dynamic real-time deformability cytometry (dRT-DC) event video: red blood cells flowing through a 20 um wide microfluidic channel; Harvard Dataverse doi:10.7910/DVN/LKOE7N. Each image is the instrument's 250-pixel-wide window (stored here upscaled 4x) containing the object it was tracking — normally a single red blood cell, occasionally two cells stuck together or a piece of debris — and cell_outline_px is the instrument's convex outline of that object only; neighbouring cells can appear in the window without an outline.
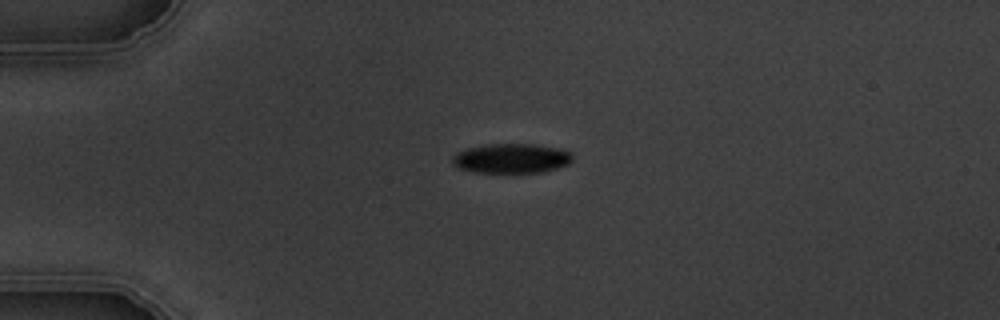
{"species": "common noctule bat (a hibernating species)", "species_latin": "Nyctalus noctula", "temperature_condition": "warm", "stored_images_in_passage": 2, "camera_frame_rate_fps": 3000, "um_per_image_px": 0.085, "animal": {"sex": "male", "body_mass_g": 19.5, "forearm_length_mm": 54.6}, "frame": {"image": 1, "passage_image": 2, "time_ms": 1.333, "image_size_px": [1000, 320], "cell_outline_px": [[572, 160], [568, 164], [556, 168], [540, 172], [476, 172], [456, 168], [452, 164], [452, 156], [468, 148], [488, 144], [536, 144], [560, 148], [568, 152], [572, 156]], "centroid_in_image_um": [43.45, 13.46], "position_along_channel_um": 41.5, "area_um2": 20.58}}